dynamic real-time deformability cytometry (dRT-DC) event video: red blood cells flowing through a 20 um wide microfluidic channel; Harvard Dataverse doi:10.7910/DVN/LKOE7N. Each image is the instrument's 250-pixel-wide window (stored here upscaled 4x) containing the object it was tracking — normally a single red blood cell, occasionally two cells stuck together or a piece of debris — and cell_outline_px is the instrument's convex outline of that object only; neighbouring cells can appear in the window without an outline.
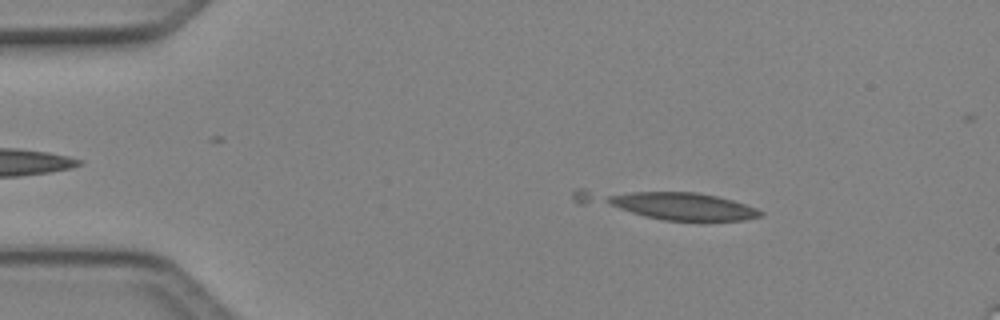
{"species": "Egyptian fruit bat (a non-hibernating species)", "species_latin": "Rousettus aegyptiacus", "temperature_condition": "cold", "stored_images_in_passage": 4, "camera_frame_rate_fps": 3000, "um_per_image_px": 0.085, "animal": {"sex": "female"}, "frame": {"image": 1, "passage_image": 2, "time_ms": 0.333, "image_size_px": [1000, 320], "cell_outline_px": [[764, 212], [760, 216], [744, 220], [664, 220], [644, 216], [620, 208], [604, 200], [608, 196], [632, 192], [696, 192], [716, 196], [732, 200], [756, 208]], "centroid_in_image_um": [58.08, 17.53], "position_along_channel_um": 26.9, "area_um2": 23.81}}